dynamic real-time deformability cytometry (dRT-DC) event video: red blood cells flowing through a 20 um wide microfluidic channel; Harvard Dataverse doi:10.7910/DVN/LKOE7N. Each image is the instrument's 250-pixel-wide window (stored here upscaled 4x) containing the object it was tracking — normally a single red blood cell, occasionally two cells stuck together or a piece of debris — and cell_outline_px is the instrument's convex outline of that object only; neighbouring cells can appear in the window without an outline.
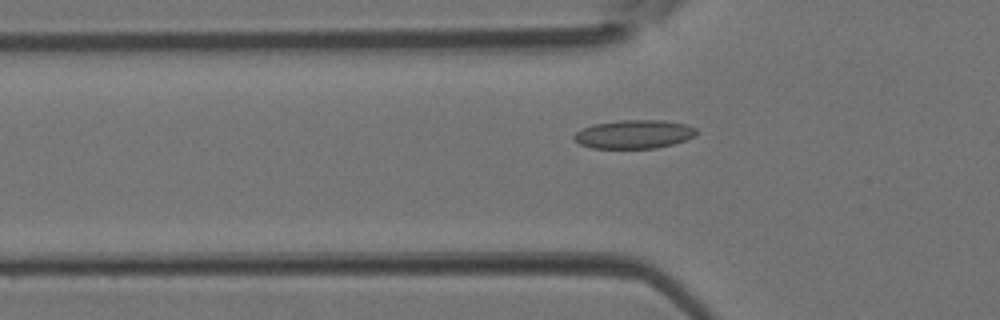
{"species": "Egyptian fruit bat (a non-hibernating species)", "species_latin": "Rousettus aegyptiacus", "temperature_condition": "room temperature", "stored_images_in_passage": 5, "camera_frame_rate_fps": 3000, "um_per_image_px": 0.085, "animal": {"sex": "female"}, "frame": {"image": 1, "passage_image": 5, "time_ms": 1.333, "image_size_px": [1000, 320], "cell_outline_px": [[696, 136], [672, 144], [656, 148], [592, 148], [580, 144], [572, 136], [576, 132], [592, 124], [620, 120], [664, 120], [684, 124], [696, 128]], "centroid_in_image_um": [53.89, 11.4], "position_along_channel_um": 71.9, "area_um2": 20.29}}